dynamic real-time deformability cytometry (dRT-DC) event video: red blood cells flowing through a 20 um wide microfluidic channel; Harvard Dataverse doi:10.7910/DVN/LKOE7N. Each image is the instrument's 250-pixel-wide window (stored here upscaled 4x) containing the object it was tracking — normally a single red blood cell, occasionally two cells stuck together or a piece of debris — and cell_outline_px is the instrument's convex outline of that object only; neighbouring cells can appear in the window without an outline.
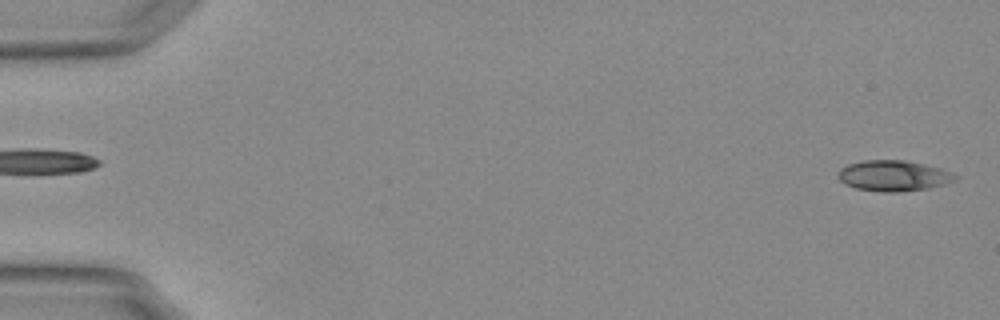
{"species": "Egyptian fruit bat (a non-hibernating species)", "species_latin": "Rousettus aegyptiacus", "temperature_condition": "warm", "stored_images_in_passage": 56, "camera_frame_rate_fps": 3000, "um_per_image_px": 0.085, "animal": {"sex": "female"}, "frame": {"image": 1, "passage_image": 2, "time_ms": 0.333, "image_size_px": [1000, 320], "cell_outline_px": [[960, 176], [956, 180], [944, 184], [928, 188], [896, 192], [880, 192], [856, 188], [844, 184], [836, 176], [836, 172], [840, 168], [848, 164], [864, 160], [904, 160], [924, 164], [940, 168]], "centroid_in_image_um": [75.91, 14.93], "position_along_channel_um": 9.1, "area_um2": 21.1}}
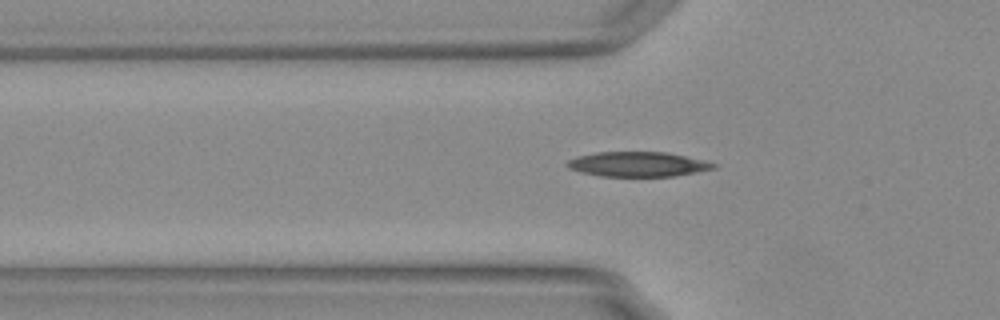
{"frame": {"image": 2, "passage_image": 19, "time_ms": 6.0, "image_size_px": [1000, 320], "cell_outline_px": [[716, 168], [696, 172], [672, 176], [600, 176], [580, 172], [568, 168], [564, 164], [568, 160], [576, 156], [596, 152], [668, 152], [704, 160], [716, 164]], "centroid_in_image_um": [54.17, 13.95], "position_along_channel_um": 71.6, "area_um2": 21.21}}
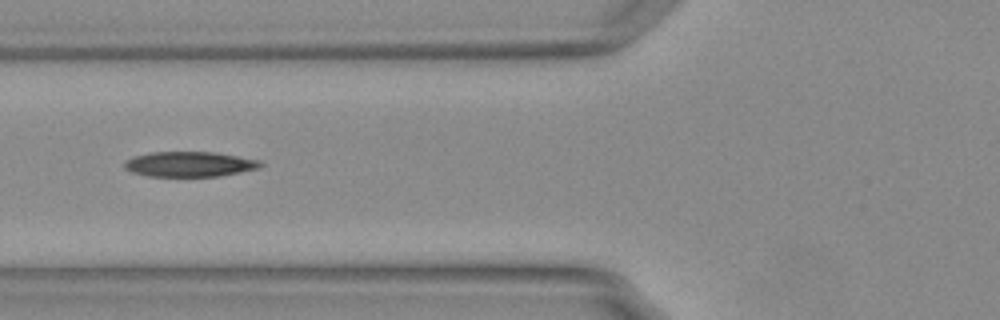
{"frame": {"image": 3, "passage_image": 22, "time_ms": 7.0, "image_size_px": [1000, 320], "cell_outline_px": [[264, 164], [260, 168], [220, 176], [148, 176], [132, 172], [124, 168], [124, 160], [132, 156], [152, 152], [212, 152], [260, 160]], "centroid_in_image_um": [16.09, 13.95], "position_along_channel_um": 109.7, "area_um2": 19.94}, "authors_computed_cell_mechanics": {"area_um2": 19.9988, "velocity_mm_per_s": 3.7884, "shape_relaxation_time_tau1_ms": 5.5038, "shape_relaxation_time_tau2_ms": null, "deformation_change_tau1": 0.1751, "deformation_change_tau2": null}}